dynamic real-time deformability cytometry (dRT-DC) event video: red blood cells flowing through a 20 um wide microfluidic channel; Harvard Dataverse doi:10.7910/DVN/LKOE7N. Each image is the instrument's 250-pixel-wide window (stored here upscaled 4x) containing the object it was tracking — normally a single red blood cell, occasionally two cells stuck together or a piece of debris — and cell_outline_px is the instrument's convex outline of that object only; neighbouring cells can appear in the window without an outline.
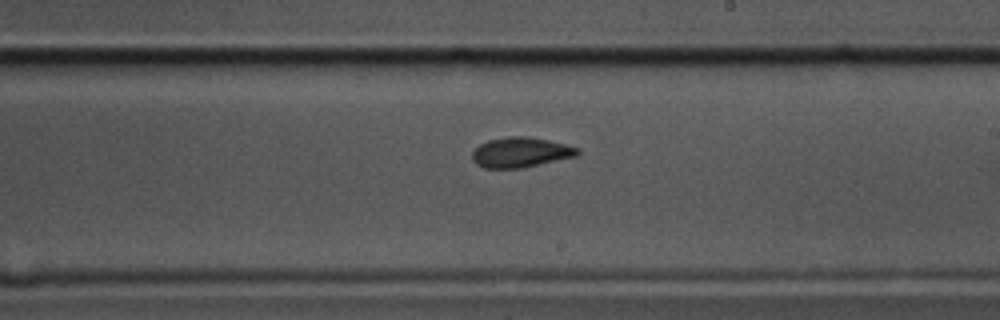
{"species": "common noctule bat (a hibernating species)", "species_latin": "Nyctalus noctula", "temperature_condition": "cold", "stored_images_in_passage": 35, "camera_frame_rate_fps": 3000, "um_per_image_px": 0.085, "animal": {"sex": "male", "body_mass_g": 17.5, "forearm_length_mm": 52.3}, "frame": {"image": 1, "passage_image": 18, "time_ms": 5.667, "image_size_px": [1000, 320], "cell_outline_px": [[580, 156], [520, 168], [484, 168], [476, 164], [472, 160], [472, 152], [480, 144], [488, 140], [508, 136], [528, 136], [548, 140], [580, 148]], "centroid_in_image_um": [44.28, 12.95], "position_along_channel_um": 244.7, "area_um2": 18.61}}
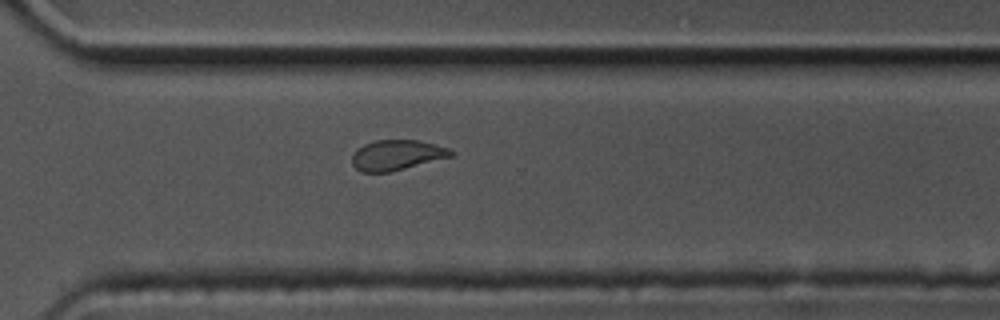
{"frame": {"image": 2, "passage_image": 26, "time_ms": 8.333, "image_size_px": [1000, 320], "cell_outline_px": [[456, 156], [392, 172], [360, 172], [352, 164], [352, 156], [356, 148], [364, 144], [376, 140], [420, 140], [436, 144], [448, 148], [456, 152]], "centroid_in_image_um": [33.78, 13.19], "position_along_channel_um": 336.8, "area_um2": 17.92}}
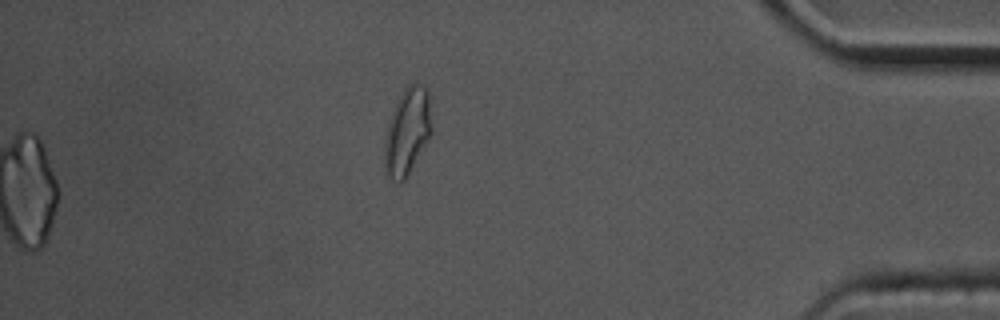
{"frame": {"image": 3, "passage_image": 35, "time_ms": 11.333, "image_size_px": [1000, 320], "cell_outline_px": [[432, 132], [428, 140], [404, 180], [400, 184], [392, 180], [388, 176], [384, 168], [384, 144], [388, 124], [392, 112], [404, 88], [408, 84], [416, 84], [424, 88], [428, 92], [432, 100]], "centroid_in_image_um": [34.64, 11.18], "position_along_channel_um": 400.6, "area_um2": 23.93}, "authors_computed_cell_mechanics": {"area_um2": 18.3226, "velocity_mm_per_s": 3.4542, "shape_relaxation_time_tau1_ms": 4.7098, "shape_relaxation_time_tau2_ms": 4.595, "deformation_change_tau1": 0.1378, "deformation_change_tau2": 0.0863}}